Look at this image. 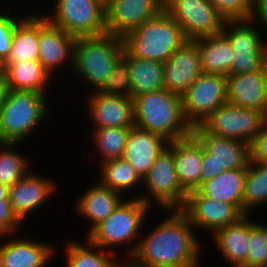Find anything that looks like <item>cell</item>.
Here are the masks:
<instances>
[{"mask_svg":"<svg viewBox=\"0 0 267 267\" xmlns=\"http://www.w3.org/2000/svg\"><path fill=\"white\" fill-rule=\"evenodd\" d=\"M169 212L146 237L130 245L126 267H199L202 250L194 227L179 209Z\"/></svg>","mask_w":267,"mask_h":267,"instance_id":"cell-1","label":"cell"},{"mask_svg":"<svg viewBox=\"0 0 267 267\" xmlns=\"http://www.w3.org/2000/svg\"><path fill=\"white\" fill-rule=\"evenodd\" d=\"M135 126L158 134L169 142L185 138L192 127L184 118L182 96L166 89L133 98Z\"/></svg>","mask_w":267,"mask_h":267,"instance_id":"cell-2","label":"cell"},{"mask_svg":"<svg viewBox=\"0 0 267 267\" xmlns=\"http://www.w3.org/2000/svg\"><path fill=\"white\" fill-rule=\"evenodd\" d=\"M186 41L180 25L164 9L123 38L131 56L162 63Z\"/></svg>","mask_w":267,"mask_h":267,"instance_id":"cell-3","label":"cell"},{"mask_svg":"<svg viewBox=\"0 0 267 267\" xmlns=\"http://www.w3.org/2000/svg\"><path fill=\"white\" fill-rule=\"evenodd\" d=\"M123 38L112 34L77 37L74 44L73 70L98 91L123 57Z\"/></svg>","mask_w":267,"mask_h":267,"instance_id":"cell-4","label":"cell"},{"mask_svg":"<svg viewBox=\"0 0 267 267\" xmlns=\"http://www.w3.org/2000/svg\"><path fill=\"white\" fill-rule=\"evenodd\" d=\"M46 99L44 93L10 89L0 109V143L19 144L30 136L49 115Z\"/></svg>","mask_w":267,"mask_h":267,"instance_id":"cell-5","label":"cell"},{"mask_svg":"<svg viewBox=\"0 0 267 267\" xmlns=\"http://www.w3.org/2000/svg\"><path fill=\"white\" fill-rule=\"evenodd\" d=\"M149 207V204L136 196L125 199L105 220L87 232V240L106 251L117 253L115 246L122 243L124 246L133 240L136 242L135 238L139 236L138 231L145 222Z\"/></svg>","mask_w":267,"mask_h":267,"instance_id":"cell-6","label":"cell"},{"mask_svg":"<svg viewBox=\"0 0 267 267\" xmlns=\"http://www.w3.org/2000/svg\"><path fill=\"white\" fill-rule=\"evenodd\" d=\"M192 134L203 146L200 185L226 170L248 168L249 143L210 134L201 125L192 127Z\"/></svg>","mask_w":267,"mask_h":267,"instance_id":"cell-7","label":"cell"},{"mask_svg":"<svg viewBox=\"0 0 267 267\" xmlns=\"http://www.w3.org/2000/svg\"><path fill=\"white\" fill-rule=\"evenodd\" d=\"M48 22L77 37L107 34L106 10L95 0H56Z\"/></svg>","mask_w":267,"mask_h":267,"instance_id":"cell-8","label":"cell"},{"mask_svg":"<svg viewBox=\"0 0 267 267\" xmlns=\"http://www.w3.org/2000/svg\"><path fill=\"white\" fill-rule=\"evenodd\" d=\"M146 187L145 195L137 196L143 202L151 205L157 203L166 212L167 210L180 209L188 192L180 185L174 162L173 152L167 148L154 161L148 173L142 179Z\"/></svg>","mask_w":267,"mask_h":267,"instance_id":"cell-9","label":"cell"},{"mask_svg":"<svg viewBox=\"0 0 267 267\" xmlns=\"http://www.w3.org/2000/svg\"><path fill=\"white\" fill-rule=\"evenodd\" d=\"M164 10L180 25L187 40L218 35L225 24L209 0H164Z\"/></svg>","mask_w":267,"mask_h":267,"instance_id":"cell-10","label":"cell"},{"mask_svg":"<svg viewBox=\"0 0 267 267\" xmlns=\"http://www.w3.org/2000/svg\"><path fill=\"white\" fill-rule=\"evenodd\" d=\"M226 102V76L202 73L182 95L184 118L198 126Z\"/></svg>","mask_w":267,"mask_h":267,"instance_id":"cell-11","label":"cell"},{"mask_svg":"<svg viewBox=\"0 0 267 267\" xmlns=\"http://www.w3.org/2000/svg\"><path fill=\"white\" fill-rule=\"evenodd\" d=\"M251 23L256 22L228 21L221 31L235 52L230 75L253 72L262 67L267 41H264L266 39H263L260 30L255 29Z\"/></svg>","mask_w":267,"mask_h":267,"instance_id":"cell-12","label":"cell"},{"mask_svg":"<svg viewBox=\"0 0 267 267\" xmlns=\"http://www.w3.org/2000/svg\"><path fill=\"white\" fill-rule=\"evenodd\" d=\"M264 118L257 110L226 102L200 125L210 134L251 144L258 135Z\"/></svg>","mask_w":267,"mask_h":267,"instance_id":"cell-13","label":"cell"},{"mask_svg":"<svg viewBox=\"0 0 267 267\" xmlns=\"http://www.w3.org/2000/svg\"><path fill=\"white\" fill-rule=\"evenodd\" d=\"M179 210L194 228L205 229L211 236L218 229L238 221L245 215L236 205L204 197L197 190L188 192L186 201Z\"/></svg>","mask_w":267,"mask_h":267,"instance_id":"cell-14","label":"cell"},{"mask_svg":"<svg viewBox=\"0 0 267 267\" xmlns=\"http://www.w3.org/2000/svg\"><path fill=\"white\" fill-rule=\"evenodd\" d=\"M164 9V0H112L106 10L107 34L124 38Z\"/></svg>","mask_w":267,"mask_h":267,"instance_id":"cell-15","label":"cell"},{"mask_svg":"<svg viewBox=\"0 0 267 267\" xmlns=\"http://www.w3.org/2000/svg\"><path fill=\"white\" fill-rule=\"evenodd\" d=\"M202 73L198 46L188 40L164 62V89L182 96Z\"/></svg>","mask_w":267,"mask_h":267,"instance_id":"cell-16","label":"cell"},{"mask_svg":"<svg viewBox=\"0 0 267 267\" xmlns=\"http://www.w3.org/2000/svg\"><path fill=\"white\" fill-rule=\"evenodd\" d=\"M86 100L85 106L95 126L93 128H133L135 126L132 98L94 91Z\"/></svg>","mask_w":267,"mask_h":267,"instance_id":"cell-17","label":"cell"},{"mask_svg":"<svg viewBox=\"0 0 267 267\" xmlns=\"http://www.w3.org/2000/svg\"><path fill=\"white\" fill-rule=\"evenodd\" d=\"M75 40V36L49 23L44 15H39L38 61L51 75L65 63L70 62L68 65L73 69Z\"/></svg>","mask_w":267,"mask_h":267,"instance_id":"cell-18","label":"cell"},{"mask_svg":"<svg viewBox=\"0 0 267 267\" xmlns=\"http://www.w3.org/2000/svg\"><path fill=\"white\" fill-rule=\"evenodd\" d=\"M52 181L29 171L26 176L9 187L10 207L21 221L54 194L57 188Z\"/></svg>","mask_w":267,"mask_h":267,"instance_id":"cell-19","label":"cell"},{"mask_svg":"<svg viewBox=\"0 0 267 267\" xmlns=\"http://www.w3.org/2000/svg\"><path fill=\"white\" fill-rule=\"evenodd\" d=\"M226 96L229 103L254 109L267 116V90L262 70L226 77Z\"/></svg>","mask_w":267,"mask_h":267,"instance_id":"cell-20","label":"cell"},{"mask_svg":"<svg viewBox=\"0 0 267 267\" xmlns=\"http://www.w3.org/2000/svg\"><path fill=\"white\" fill-rule=\"evenodd\" d=\"M168 145L169 141L164 137L134 126L130 131L122 158L130 162L143 179Z\"/></svg>","mask_w":267,"mask_h":267,"instance_id":"cell-21","label":"cell"},{"mask_svg":"<svg viewBox=\"0 0 267 267\" xmlns=\"http://www.w3.org/2000/svg\"><path fill=\"white\" fill-rule=\"evenodd\" d=\"M168 148L173 152L175 169L180 185L187 191L200 186L203 146L191 133L189 136L169 142Z\"/></svg>","mask_w":267,"mask_h":267,"instance_id":"cell-22","label":"cell"},{"mask_svg":"<svg viewBox=\"0 0 267 267\" xmlns=\"http://www.w3.org/2000/svg\"><path fill=\"white\" fill-rule=\"evenodd\" d=\"M250 214L238 221L218 229L213 235L215 246L231 267H247L250 237Z\"/></svg>","mask_w":267,"mask_h":267,"instance_id":"cell-23","label":"cell"},{"mask_svg":"<svg viewBox=\"0 0 267 267\" xmlns=\"http://www.w3.org/2000/svg\"><path fill=\"white\" fill-rule=\"evenodd\" d=\"M118 191L103 186L99 182L88 188L83 195L79 196L74 207L77 215L88 219L90 232L96 225L105 220L124 200Z\"/></svg>","mask_w":267,"mask_h":267,"instance_id":"cell-24","label":"cell"},{"mask_svg":"<svg viewBox=\"0 0 267 267\" xmlns=\"http://www.w3.org/2000/svg\"><path fill=\"white\" fill-rule=\"evenodd\" d=\"M53 252L42 241L10 239L0 245V267H45Z\"/></svg>","mask_w":267,"mask_h":267,"instance_id":"cell-25","label":"cell"},{"mask_svg":"<svg viewBox=\"0 0 267 267\" xmlns=\"http://www.w3.org/2000/svg\"><path fill=\"white\" fill-rule=\"evenodd\" d=\"M248 168L226 170L196 190L204 197L236 205L243 212V193Z\"/></svg>","mask_w":267,"mask_h":267,"instance_id":"cell-26","label":"cell"},{"mask_svg":"<svg viewBox=\"0 0 267 267\" xmlns=\"http://www.w3.org/2000/svg\"><path fill=\"white\" fill-rule=\"evenodd\" d=\"M201 54V67L205 74L230 75L235 52L229 40L219 33L194 40Z\"/></svg>","mask_w":267,"mask_h":267,"instance_id":"cell-27","label":"cell"},{"mask_svg":"<svg viewBox=\"0 0 267 267\" xmlns=\"http://www.w3.org/2000/svg\"><path fill=\"white\" fill-rule=\"evenodd\" d=\"M9 88L15 91H33L46 94L47 83L52 78L49 71L38 61L2 64Z\"/></svg>","mask_w":267,"mask_h":267,"instance_id":"cell-28","label":"cell"},{"mask_svg":"<svg viewBox=\"0 0 267 267\" xmlns=\"http://www.w3.org/2000/svg\"><path fill=\"white\" fill-rule=\"evenodd\" d=\"M130 70L131 98L164 89V63L131 56L122 57Z\"/></svg>","mask_w":267,"mask_h":267,"instance_id":"cell-29","label":"cell"},{"mask_svg":"<svg viewBox=\"0 0 267 267\" xmlns=\"http://www.w3.org/2000/svg\"><path fill=\"white\" fill-rule=\"evenodd\" d=\"M20 17L14 31L10 56L3 64H17L23 61L38 60L39 15Z\"/></svg>","mask_w":267,"mask_h":267,"instance_id":"cell-30","label":"cell"},{"mask_svg":"<svg viewBox=\"0 0 267 267\" xmlns=\"http://www.w3.org/2000/svg\"><path fill=\"white\" fill-rule=\"evenodd\" d=\"M65 249H67V267H126V259L125 262L117 261V258L113 257L116 254L106 252L88 240H85L83 245L74 240L70 241Z\"/></svg>","mask_w":267,"mask_h":267,"instance_id":"cell-31","label":"cell"},{"mask_svg":"<svg viewBox=\"0 0 267 267\" xmlns=\"http://www.w3.org/2000/svg\"><path fill=\"white\" fill-rule=\"evenodd\" d=\"M99 183L121 194L142 183V178L127 160L113 159L100 163Z\"/></svg>","mask_w":267,"mask_h":267,"instance_id":"cell-32","label":"cell"},{"mask_svg":"<svg viewBox=\"0 0 267 267\" xmlns=\"http://www.w3.org/2000/svg\"><path fill=\"white\" fill-rule=\"evenodd\" d=\"M131 129L123 127L93 129L92 140L98 149V156L101 155L100 163L123 157Z\"/></svg>","mask_w":267,"mask_h":267,"instance_id":"cell-33","label":"cell"},{"mask_svg":"<svg viewBox=\"0 0 267 267\" xmlns=\"http://www.w3.org/2000/svg\"><path fill=\"white\" fill-rule=\"evenodd\" d=\"M267 203V164L251 162L248 165L243 193V213Z\"/></svg>","mask_w":267,"mask_h":267,"instance_id":"cell-34","label":"cell"},{"mask_svg":"<svg viewBox=\"0 0 267 267\" xmlns=\"http://www.w3.org/2000/svg\"><path fill=\"white\" fill-rule=\"evenodd\" d=\"M17 144L0 143V183L13 186L30 171L29 160L13 149Z\"/></svg>","mask_w":267,"mask_h":267,"instance_id":"cell-35","label":"cell"},{"mask_svg":"<svg viewBox=\"0 0 267 267\" xmlns=\"http://www.w3.org/2000/svg\"><path fill=\"white\" fill-rule=\"evenodd\" d=\"M247 267H267V225L250 221Z\"/></svg>","mask_w":267,"mask_h":267,"instance_id":"cell-36","label":"cell"},{"mask_svg":"<svg viewBox=\"0 0 267 267\" xmlns=\"http://www.w3.org/2000/svg\"><path fill=\"white\" fill-rule=\"evenodd\" d=\"M98 92L131 98L130 70L123 58L116 63L110 77Z\"/></svg>","mask_w":267,"mask_h":267,"instance_id":"cell-37","label":"cell"},{"mask_svg":"<svg viewBox=\"0 0 267 267\" xmlns=\"http://www.w3.org/2000/svg\"><path fill=\"white\" fill-rule=\"evenodd\" d=\"M219 15L228 21H247L252 17L253 0H209Z\"/></svg>","mask_w":267,"mask_h":267,"instance_id":"cell-38","label":"cell"},{"mask_svg":"<svg viewBox=\"0 0 267 267\" xmlns=\"http://www.w3.org/2000/svg\"><path fill=\"white\" fill-rule=\"evenodd\" d=\"M0 14V64L10 56L12 40L17 23L20 21L9 15Z\"/></svg>","mask_w":267,"mask_h":267,"instance_id":"cell-39","label":"cell"},{"mask_svg":"<svg viewBox=\"0 0 267 267\" xmlns=\"http://www.w3.org/2000/svg\"><path fill=\"white\" fill-rule=\"evenodd\" d=\"M21 222L23 221L11 209L9 199H0V238L11 236L14 232L16 234Z\"/></svg>","mask_w":267,"mask_h":267,"instance_id":"cell-40","label":"cell"},{"mask_svg":"<svg viewBox=\"0 0 267 267\" xmlns=\"http://www.w3.org/2000/svg\"><path fill=\"white\" fill-rule=\"evenodd\" d=\"M251 162L267 164V116L264 118L258 135L250 144Z\"/></svg>","mask_w":267,"mask_h":267,"instance_id":"cell-41","label":"cell"},{"mask_svg":"<svg viewBox=\"0 0 267 267\" xmlns=\"http://www.w3.org/2000/svg\"><path fill=\"white\" fill-rule=\"evenodd\" d=\"M251 20L267 27V0H253Z\"/></svg>","mask_w":267,"mask_h":267,"instance_id":"cell-42","label":"cell"},{"mask_svg":"<svg viewBox=\"0 0 267 267\" xmlns=\"http://www.w3.org/2000/svg\"><path fill=\"white\" fill-rule=\"evenodd\" d=\"M10 91L9 84L3 72L0 73V109L3 107Z\"/></svg>","mask_w":267,"mask_h":267,"instance_id":"cell-43","label":"cell"},{"mask_svg":"<svg viewBox=\"0 0 267 267\" xmlns=\"http://www.w3.org/2000/svg\"><path fill=\"white\" fill-rule=\"evenodd\" d=\"M261 70H262V73H263L265 87H266V90H267V50H266L264 58H263Z\"/></svg>","mask_w":267,"mask_h":267,"instance_id":"cell-44","label":"cell"},{"mask_svg":"<svg viewBox=\"0 0 267 267\" xmlns=\"http://www.w3.org/2000/svg\"><path fill=\"white\" fill-rule=\"evenodd\" d=\"M0 199H9V187L0 183Z\"/></svg>","mask_w":267,"mask_h":267,"instance_id":"cell-45","label":"cell"},{"mask_svg":"<svg viewBox=\"0 0 267 267\" xmlns=\"http://www.w3.org/2000/svg\"><path fill=\"white\" fill-rule=\"evenodd\" d=\"M98 4H100L104 9H106L112 0H95Z\"/></svg>","mask_w":267,"mask_h":267,"instance_id":"cell-46","label":"cell"},{"mask_svg":"<svg viewBox=\"0 0 267 267\" xmlns=\"http://www.w3.org/2000/svg\"><path fill=\"white\" fill-rule=\"evenodd\" d=\"M2 72V65L0 64V73Z\"/></svg>","mask_w":267,"mask_h":267,"instance_id":"cell-47","label":"cell"}]
</instances>
